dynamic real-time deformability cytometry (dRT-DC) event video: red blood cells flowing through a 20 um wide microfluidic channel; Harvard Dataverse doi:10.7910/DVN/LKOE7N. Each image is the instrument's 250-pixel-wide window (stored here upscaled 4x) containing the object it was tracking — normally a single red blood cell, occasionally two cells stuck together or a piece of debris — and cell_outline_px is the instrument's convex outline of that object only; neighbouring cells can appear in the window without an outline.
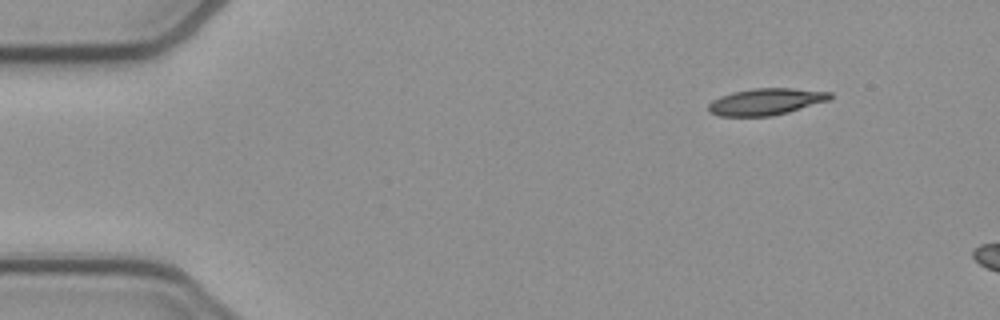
{"species": "common noctule bat (a hibernating species)", "species_latin": "Nyctalus noctula", "temperature_condition": "cold", "stored_images_in_passage": 7, "camera_frame_rate_fps": 3000, "um_per_image_px": 0.085, "animal": {"sex": "female", "body_mass_g": 21.9}, "frame": {"image": 1, "passage_image": 1, "time_ms": 0.0, "image_size_px": [1000, 320], "cell_outline_px": [[832, 96], [828, 100], [788, 112], [772, 116], [720, 116], [708, 112], [708, 104], [712, 100], [720, 96], [732, 92], [752, 88], [792, 88], [832, 92]], "centroid_in_image_um": [65.06, 8.64], "position_along_channel_um": 19.9, "area_um2": 18.9}}